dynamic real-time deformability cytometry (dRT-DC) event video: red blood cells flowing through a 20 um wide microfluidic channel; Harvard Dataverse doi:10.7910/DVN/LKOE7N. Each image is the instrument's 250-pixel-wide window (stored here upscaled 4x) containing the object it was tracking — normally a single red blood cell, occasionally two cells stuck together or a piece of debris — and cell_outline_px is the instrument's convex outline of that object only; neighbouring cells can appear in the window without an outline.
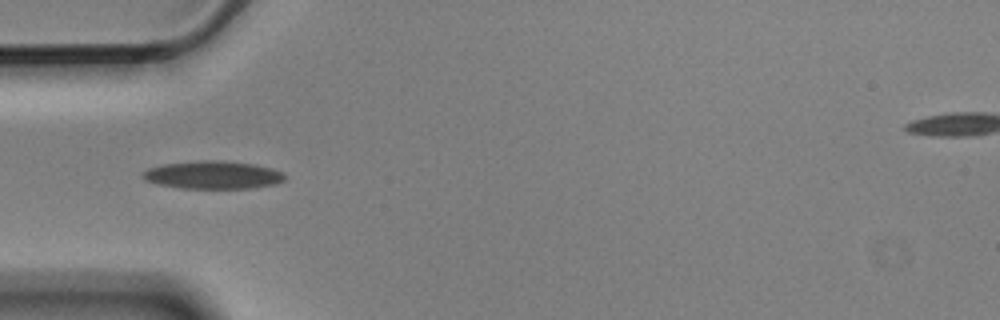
{"species": "Egyptian fruit bat (a non-hibernating species)", "species_latin": "Rousettus aegyptiacus", "temperature_condition": "cold", "stored_images_in_passage": 5, "camera_frame_rate_fps": 3000, "um_per_image_px": 0.085, "animal": {"sex": "male"}, "frame": {"image": 1, "passage_image": 5, "time_ms": 1.333, "image_size_px": [1000, 320], "cell_outline_px": [[284, 180], [276, 184], [248, 188], [180, 188], [156, 184], [144, 180], [140, 176], [148, 168], [164, 164], [200, 160], [224, 160], [256, 164], [272, 168], [284, 172]], "centroid_in_image_um": [18.09, 14.86], "position_along_channel_um": 66.9, "area_um2": 23.29}}